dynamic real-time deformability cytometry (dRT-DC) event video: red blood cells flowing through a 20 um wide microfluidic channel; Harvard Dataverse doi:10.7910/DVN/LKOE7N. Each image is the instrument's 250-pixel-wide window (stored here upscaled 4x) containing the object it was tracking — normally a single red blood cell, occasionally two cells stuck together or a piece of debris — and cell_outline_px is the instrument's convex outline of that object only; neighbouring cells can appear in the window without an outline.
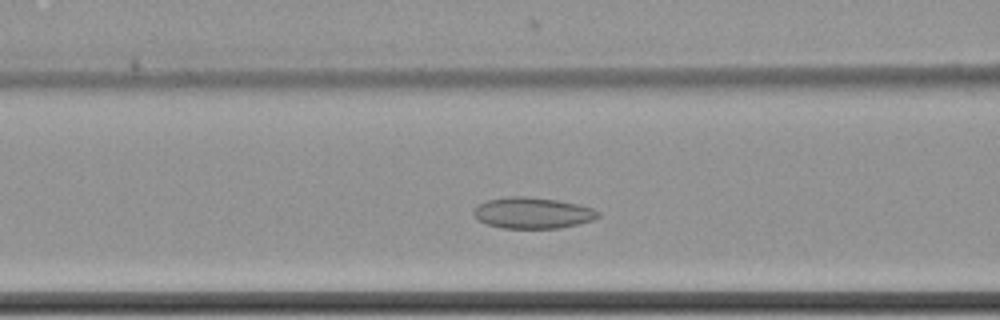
{"species": "common noctule bat (a hibernating species)", "species_latin": "Nyctalus noctula", "temperature_condition": "cold", "stored_images_in_passage": 46, "camera_frame_rate_fps": 3000, "um_per_image_px": 0.085, "animal": {"sex": "female", "body_mass_g": 22.7, "forearm_length_mm": 54.2}, "frame": {"image": 1, "passage_image": 15, "time_ms": 4.667, "image_size_px": [1000, 320], "cell_outline_px": [[600, 216], [592, 220], [560, 228], [504, 228], [488, 224], [480, 220], [472, 212], [480, 204], [488, 200], [508, 196], [524, 196], [556, 200], [580, 204], [592, 208], [600, 212]], "centroid_in_image_um": [45.31, 18.09], "position_along_channel_um": 121.3, "area_um2": 22.31}}
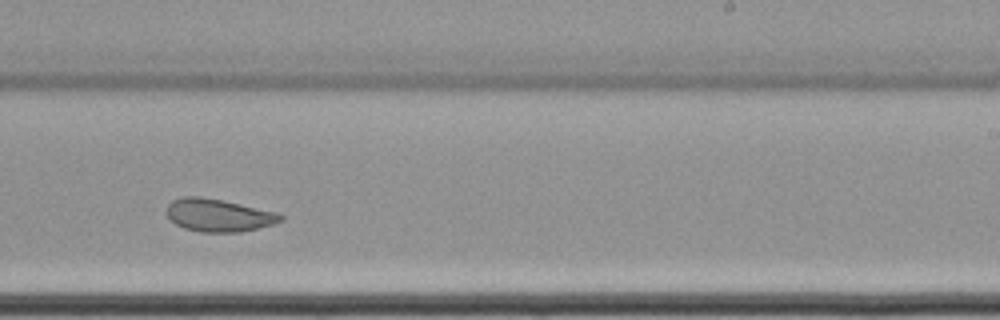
{"frame": {"image": 2, "passage_image": 28, "time_ms": 9.0, "image_size_px": [1000, 320], "cell_outline_px": [[284, 220], [260, 228], [240, 232], [200, 232], [184, 228], [176, 224], [164, 212], [168, 204], [172, 200], [184, 196], [200, 196], [240, 204], [276, 212], [284, 216]], "centroid_in_image_um": [18.56, 18.3], "position_along_channel_um": 270.4, "area_um2": 21.73}}
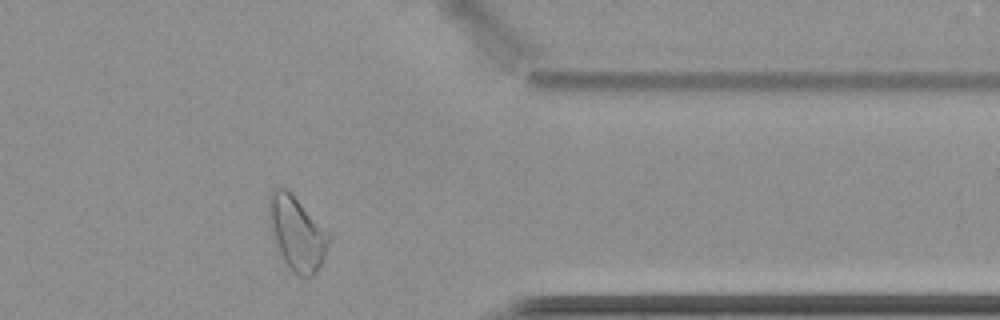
{"frame": {"image": 3, "passage_image": 39, "time_ms": 12.667, "image_size_px": [1000, 320], "cell_outline_px": [[332, 240], [316, 272], [312, 276], [300, 276], [292, 272], [288, 268], [280, 252], [268, 216], [268, 192], [272, 188], [284, 188], [332, 236]], "centroid_in_image_um": [25.24, 19.84], "position_along_channel_um": 386.2, "area_um2": 25.09}}